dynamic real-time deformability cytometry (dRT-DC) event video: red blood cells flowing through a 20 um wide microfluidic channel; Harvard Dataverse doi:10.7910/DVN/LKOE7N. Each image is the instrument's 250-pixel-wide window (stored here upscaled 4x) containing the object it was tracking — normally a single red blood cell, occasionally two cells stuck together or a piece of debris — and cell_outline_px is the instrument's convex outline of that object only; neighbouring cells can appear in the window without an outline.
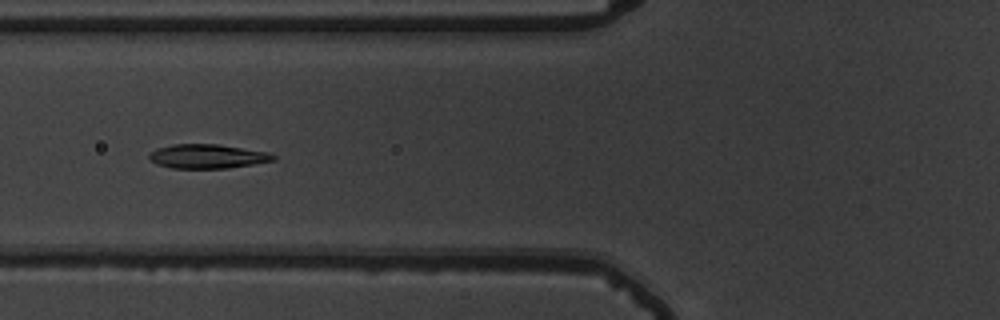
{"species": "common noctule bat (a hibernating species)", "species_latin": "Nyctalus noctula", "temperature_condition": "warm", "stored_images_in_passage": 56, "camera_frame_rate_fps": 3000, "um_per_image_px": 0.085, "animal": {"sex": "male", "body_mass_g": 19.5, "forearm_length_mm": 54.6}, "frame": {"image": 1, "passage_image": 22, "time_ms": 7.0, "image_size_px": [1000, 320], "cell_outline_px": [[276, 160], [228, 168], [172, 168], [156, 164], [148, 156], [156, 148], [172, 144], [216, 144], [268, 152], [276, 156]], "centroid_in_image_um": [17.63, 13.28], "position_along_channel_um": 108.2, "area_um2": 17.34}}
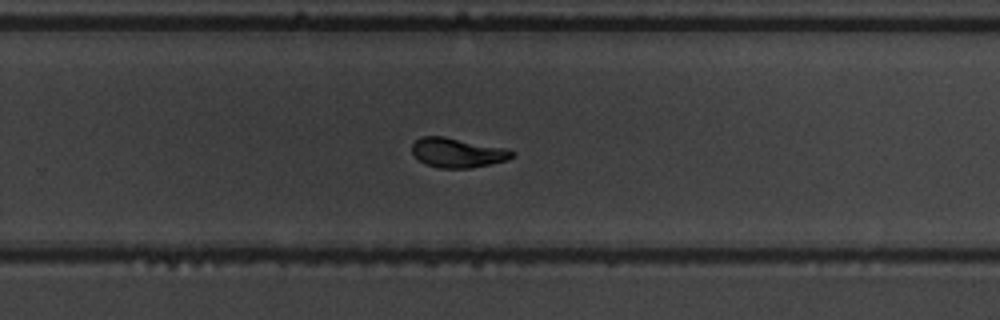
{"frame": {"image": 2, "passage_image": 37, "time_ms": 12.0, "image_size_px": [1000, 320], "cell_outline_px": [[516, 156], [508, 160], [492, 164], [472, 168], [440, 168], [428, 164], [420, 160], [412, 152], [412, 144], [420, 136], [444, 136], [508, 148], [516, 152]], "centroid_in_image_um": [38.97, 12.97], "position_along_channel_um": 290.8, "area_um2": 17.46}}
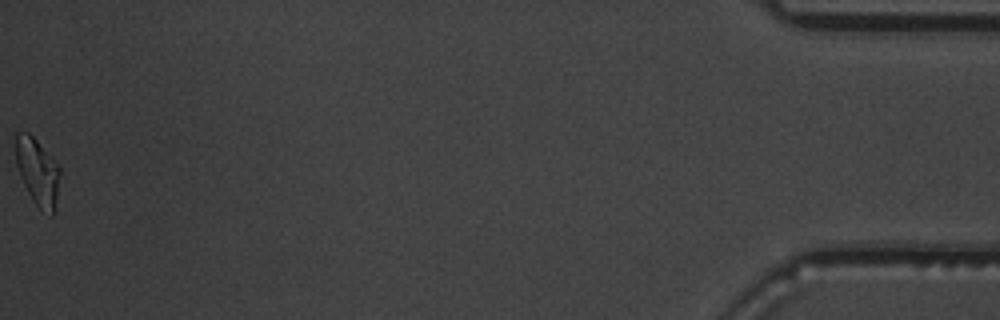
{"frame": {"image": 3, "passage_image": 56, "time_ms": 18.333, "image_size_px": [1000, 320], "cell_outline_px": [[60, 172], [56, 196], [52, 216], [48, 216], [32, 200], [20, 176], [16, 164], [16, 132], [28, 132], [36, 140], [60, 168]], "centroid_in_image_um": [3.17, 14.6], "position_along_channel_um": 432.0, "area_um2": 16.76}, "authors_computed_cell_mechanics": {"area_um2": 17.4556, "velocity_mm_per_s": 3.6628, "shape_relaxation_time_tau1_ms": 4.4877, "shape_relaxation_time_tau2_ms": 1.1306, "deformation_change_tau1": 0.1644, "deformation_change_tau2": 0.046}}